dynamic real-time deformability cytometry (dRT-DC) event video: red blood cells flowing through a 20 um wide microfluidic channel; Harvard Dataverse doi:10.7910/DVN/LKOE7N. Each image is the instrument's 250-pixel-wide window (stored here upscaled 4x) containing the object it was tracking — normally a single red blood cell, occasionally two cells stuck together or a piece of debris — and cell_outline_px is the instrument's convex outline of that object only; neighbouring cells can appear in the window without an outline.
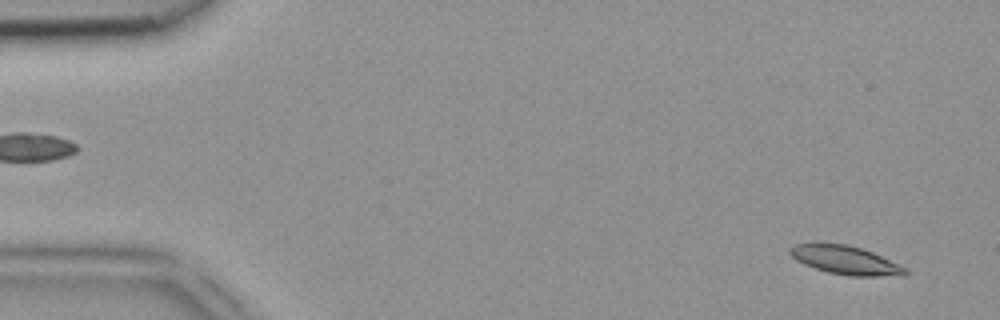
{"species": "common noctule bat (a hibernating species)", "species_latin": "Nyctalus noctula", "temperature_condition": "room temperature", "stored_images_in_passage": 47, "camera_frame_rate_fps": 3000, "um_per_image_px": 0.085, "animal": {"sex": "female", "body_mass_g": 18.4}, "frame": {"image": 1, "passage_image": 2, "time_ms": 0.333, "image_size_px": [1000, 320], "cell_outline_px": [[908, 272], [904, 276], [848, 276], [828, 272], [804, 264], [796, 260], [788, 252], [788, 248], [796, 244], [812, 240], [844, 244], [860, 248], [872, 252], [908, 268]], "centroid_in_image_um": [71.81, 22.08], "position_along_channel_um": 13.2, "area_um2": 19.71}}
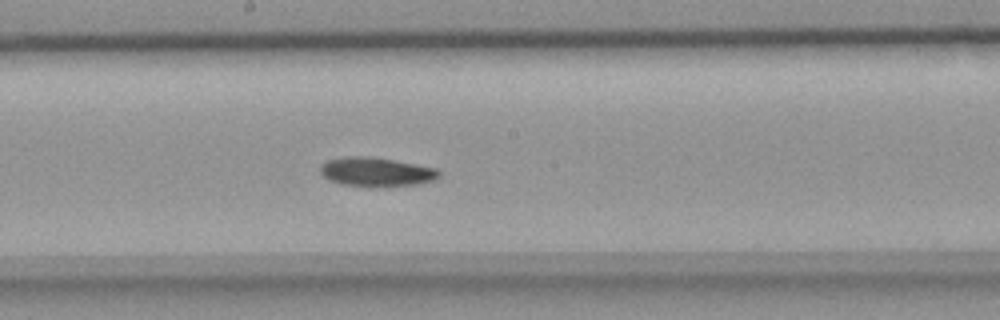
{"frame": {"image": 2, "passage_image": 25, "time_ms": 8.0, "image_size_px": [1000, 320], "cell_outline_px": [[440, 176], [432, 180], [420, 184], [388, 188], [372, 188], [340, 184], [328, 180], [320, 172], [320, 164], [328, 160], [344, 156], [368, 156], [392, 160], [436, 168], [440, 172]], "centroid_in_image_um": [31.96, 14.65], "position_along_channel_um": 216.2, "area_um2": 20.63}}
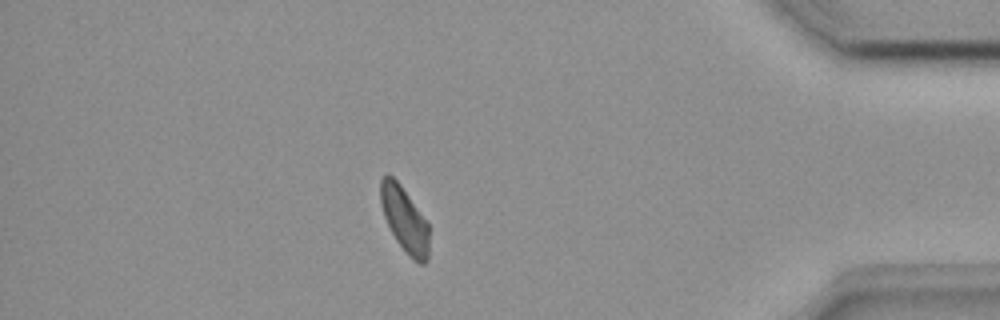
{"frame": {"image": 3, "passage_image": 41, "time_ms": 13.333, "image_size_px": [1000, 320], "cell_outline_px": [[428, 260], [424, 264], [420, 264], [412, 260], [408, 256], [396, 240], [384, 216], [380, 204], [380, 180], [388, 172], [400, 184], [428, 224]], "centroid_in_image_um": [34.37, 18.67], "position_along_channel_um": 400.8, "area_um2": 18.26}}